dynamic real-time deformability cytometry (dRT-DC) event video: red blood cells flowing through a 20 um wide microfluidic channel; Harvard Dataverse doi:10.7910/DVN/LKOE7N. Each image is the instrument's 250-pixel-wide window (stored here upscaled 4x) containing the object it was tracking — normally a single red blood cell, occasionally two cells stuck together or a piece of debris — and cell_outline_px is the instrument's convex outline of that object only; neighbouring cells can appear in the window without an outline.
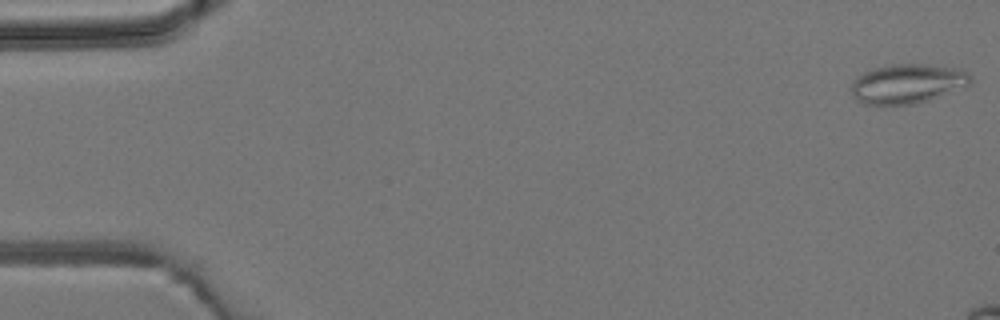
{"species": "common noctule bat (a hibernating species)", "species_latin": "Nyctalus noctula", "temperature_condition": "room temperature", "stored_images_in_passage": 4, "camera_frame_rate_fps": 3000, "um_per_image_px": 0.085, "animal": {"sex": "male", "body_mass_g": 19.2, "forearm_length_mm": 51.8}, "frame": {"image": 1, "passage_image": 1, "time_ms": 0.0, "image_size_px": [1000, 320], "cell_outline_px": [[972, 80], [968, 84], [928, 100], [916, 104], [864, 104], [856, 100], [852, 96], [852, 80], [856, 76], [872, 68], [892, 64], [920, 64], [956, 68], [972, 76]], "centroid_in_image_um": [77.05, 7.11], "position_along_channel_um": 8.0, "area_um2": 27.05}}